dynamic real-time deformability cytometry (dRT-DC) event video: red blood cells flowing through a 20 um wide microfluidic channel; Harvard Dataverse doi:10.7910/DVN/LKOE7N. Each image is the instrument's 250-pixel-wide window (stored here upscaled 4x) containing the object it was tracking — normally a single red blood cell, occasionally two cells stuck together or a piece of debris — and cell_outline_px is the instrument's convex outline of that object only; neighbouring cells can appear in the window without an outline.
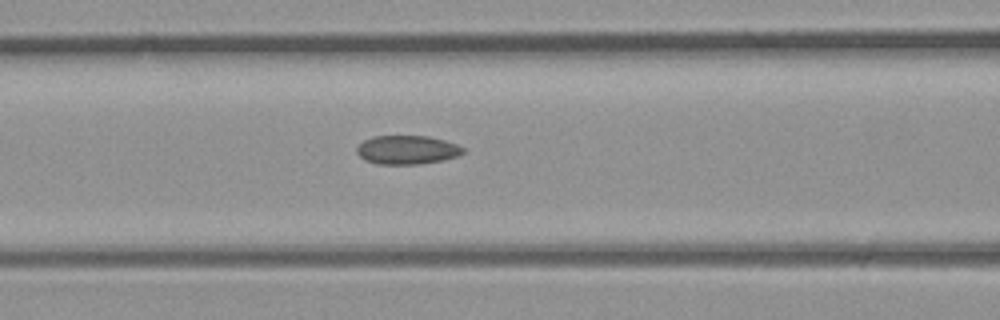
{"species": "common noctule bat (a hibernating species)", "species_latin": "Nyctalus noctula", "temperature_condition": "room temperature", "stored_images_in_passage": 6, "segment_of_instrument_passage": [1, 2], "camera_frame_rate_fps": 3000, "um_per_image_px": 0.085, "animal": {"sex": "male", "body_mass_g": 23.1, "forearm_length_mm": 52.7}, "frame": {"image": 1, "passage_image": 5, "time_ms": 1.333, "image_size_px": [1000, 320], "cell_outline_px": [[464, 152], [456, 156], [444, 160], [420, 164], [376, 164], [364, 160], [356, 152], [356, 148], [364, 140], [372, 136], [428, 136], [444, 140], [456, 144], [464, 148]], "centroid_in_image_um": [34.58, 12.74], "position_along_channel_um": 132.0, "area_um2": 17.86}}